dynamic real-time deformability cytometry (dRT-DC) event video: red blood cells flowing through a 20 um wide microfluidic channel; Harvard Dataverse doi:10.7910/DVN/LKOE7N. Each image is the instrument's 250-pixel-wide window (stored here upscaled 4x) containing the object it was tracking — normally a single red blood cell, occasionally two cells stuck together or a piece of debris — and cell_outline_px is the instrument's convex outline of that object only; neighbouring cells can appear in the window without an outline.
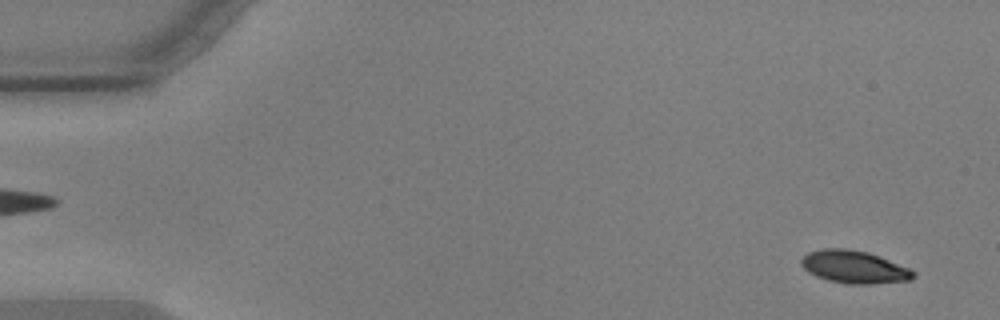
{"species": "common noctule bat (a hibernating species)", "species_latin": "Nyctalus noctula", "temperature_condition": "warm", "stored_images_in_passage": 57, "camera_frame_rate_fps": 3000, "um_per_image_px": 0.085, "animal": {"sex": "male", "body_mass_g": 17.9, "forearm_length_mm": 54.2}, "frame": {"image": 1, "passage_image": 4, "time_ms": 1.0, "image_size_px": [1000, 320], "cell_outline_px": [[916, 276], [912, 280], [872, 284], [848, 284], [828, 280], [816, 276], [808, 272], [800, 264], [800, 260], [808, 252], [824, 248], [848, 248], [868, 252], [880, 256], [908, 268], [916, 272]], "centroid_in_image_um": [72.61, 22.69], "position_along_channel_um": 12.4, "area_um2": 21.5}}
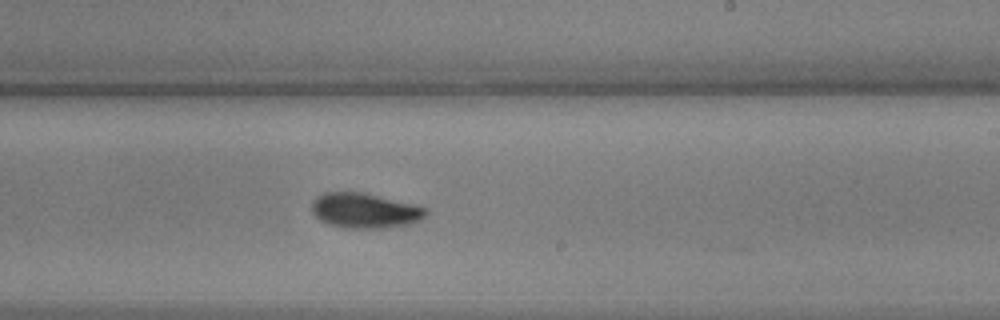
{"frame": {"image": 2, "passage_image": 35, "time_ms": 11.333, "image_size_px": [1000, 320], "cell_outline_px": [[428, 212], [420, 220], [408, 224], [388, 228], [348, 228], [328, 224], [320, 220], [312, 212], [312, 204], [316, 196], [324, 192], [364, 192], [416, 204], [424, 208]], "centroid_in_image_um": [31.01, 17.89], "position_along_channel_um": 258.0, "area_um2": 23.41}}
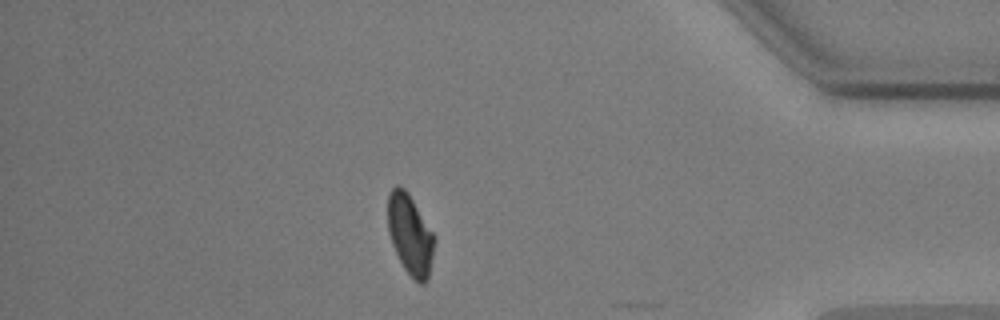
{"frame": {"image": 3, "passage_image": 50, "time_ms": 16.333, "image_size_px": [1000, 320], "cell_outline_px": [[436, 240], [428, 280], [424, 284], [420, 284], [412, 280], [404, 268], [392, 244], [388, 232], [388, 192], [396, 184], [400, 184], [408, 192], [432, 232]], "centroid_in_image_um": [34.86, 19.96], "position_along_channel_um": 400.3, "area_um2": 21.96}, "authors_computed_cell_mechanics": {"area_um2": 22.0218, "velocity_mm_per_s": 3.5648, "shape_relaxation_time_tau1_ms": 3.4968, "shape_relaxation_time_tau2_ms": 2.4381, "deformation_change_tau1": 0.1389, "deformation_change_tau2": 0.0583}}